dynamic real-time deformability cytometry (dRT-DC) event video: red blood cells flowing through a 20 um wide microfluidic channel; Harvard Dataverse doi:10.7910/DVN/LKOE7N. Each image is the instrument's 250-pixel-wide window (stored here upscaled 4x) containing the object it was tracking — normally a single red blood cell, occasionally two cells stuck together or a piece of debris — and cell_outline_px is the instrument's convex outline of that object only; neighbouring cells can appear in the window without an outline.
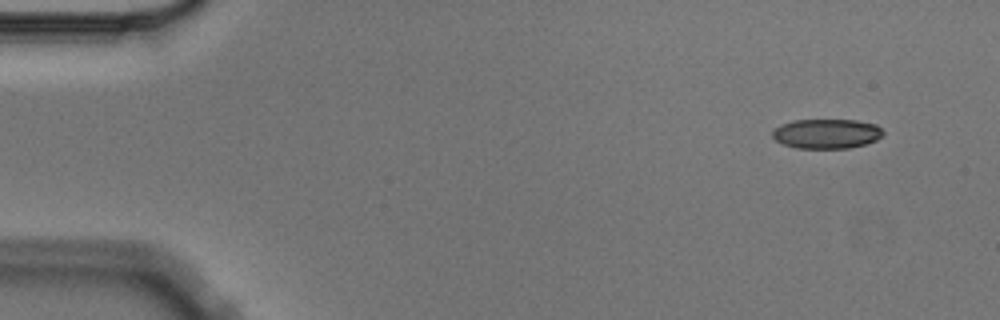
{"species": "Egyptian fruit bat (a non-hibernating species)", "species_latin": "Rousettus aegyptiacus", "temperature_condition": "cold", "stored_images_in_passage": 5, "camera_frame_rate_fps": 3000, "um_per_image_px": 0.085, "animal": {"sex": "male"}, "frame": {"image": 1, "passage_image": 1, "time_ms": 0.0, "image_size_px": [1000, 320], "cell_outline_px": [[884, 132], [876, 140], [864, 144], [848, 148], [796, 148], [784, 144], [776, 140], [772, 136], [772, 132], [780, 124], [792, 120], [856, 120], [876, 124]], "centroid_in_image_um": [70.24, 11.36], "position_along_channel_um": 14.8, "area_um2": 19.02}}
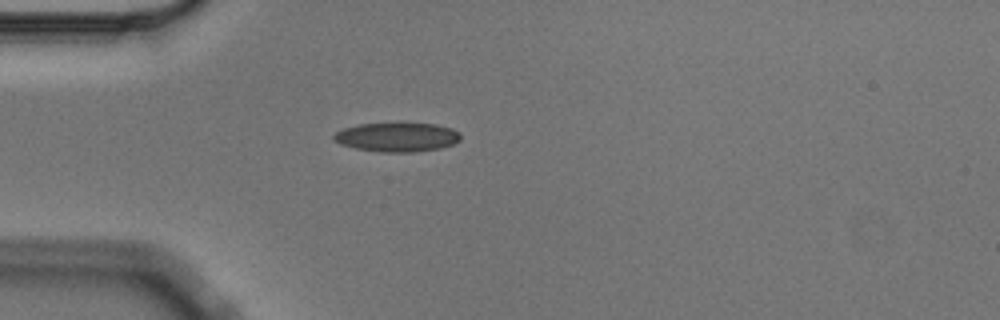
{"frame": {"image": 2, "passage_image": 4, "time_ms": 1.0, "image_size_px": [1000, 320], "cell_outline_px": [[460, 140], [452, 144], [440, 148], [412, 152], [380, 152], [356, 148], [340, 144], [332, 140], [332, 136], [336, 132], [344, 128], [360, 124], [404, 120], [436, 124], [452, 128], [460, 132]], "centroid_in_image_um": [33.75, 11.6], "position_along_channel_um": 51.2, "area_um2": 22.43}}